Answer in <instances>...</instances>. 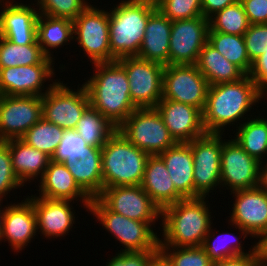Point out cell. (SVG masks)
Returning <instances> with one entry per match:
<instances>
[{
  "label": "cell",
  "mask_w": 267,
  "mask_h": 266,
  "mask_svg": "<svg viewBox=\"0 0 267 266\" xmlns=\"http://www.w3.org/2000/svg\"><path fill=\"white\" fill-rule=\"evenodd\" d=\"M0 203H2V201H0ZM1 206L2 205L0 204V207ZM4 211H5V208L3 210H1V208H0V241H1V231H2V223H3Z\"/></svg>",
  "instance_id": "52"
},
{
  "label": "cell",
  "mask_w": 267,
  "mask_h": 266,
  "mask_svg": "<svg viewBox=\"0 0 267 266\" xmlns=\"http://www.w3.org/2000/svg\"><path fill=\"white\" fill-rule=\"evenodd\" d=\"M158 255L159 251H120L106 266H149Z\"/></svg>",
  "instance_id": "44"
},
{
  "label": "cell",
  "mask_w": 267,
  "mask_h": 266,
  "mask_svg": "<svg viewBox=\"0 0 267 266\" xmlns=\"http://www.w3.org/2000/svg\"><path fill=\"white\" fill-rule=\"evenodd\" d=\"M257 248L259 251L260 265L267 266V232L258 240Z\"/></svg>",
  "instance_id": "49"
},
{
  "label": "cell",
  "mask_w": 267,
  "mask_h": 266,
  "mask_svg": "<svg viewBox=\"0 0 267 266\" xmlns=\"http://www.w3.org/2000/svg\"><path fill=\"white\" fill-rule=\"evenodd\" d=\"M3 0L0 12V36L18 45H31L37 41L38 10L31 5Z\"/></svg>",
  "instance_id": "20"
},
{
  "label": "cell",
  "mask_w": 267,
  "mask_h": 266,
  "mask_svg": "<svg viewBox=\"0 0 267 266\" xmlns=\"http://www.w3.org/2000/svg\"><path fill=\"white\" fill-rule=\"evenodd\" d=\"M157 8L171 21L203 17L201 0H155Z\"/></svg>",
  "instance_id": "40"
},
{
  "label": "cell",
  "mask_w": 267,
  "mask_h": 266,
  "mask_svg": "<svg viewBox=\"0 0 267 266\" xmlns=\"http://www.w3.org/2000/svg\"><path fill=\"white\" fill-rule=\"evenodd\" d=\"M53 59L43 53L37 41L31 45H18L0 36V68L53 64Z\"/></svg>",
  "instance_id": "31"
},
{
  "label": "cell",
  "mask_w": 267,
  "mask_h": 266,
  "mask_svg": "<svg viewBox=\"0 0 267 266\" xmlns=\"http://www.w3.org/2000/svg\"><path fill=\"white\" fill-rule=\"evenodd\" d=\"M212 266H261L258 248L251 254L239 255L213 262Z\"/></svg>",
  "instance_id": "47"
},
{
  "label": "cell",
  "mask_w": 267,
  "mask_h": 266,
  "mask_svg": "<svg viewBox=\"0 0 267 266\" xmlns=\"http://www.w3.org/2000/svg\"><path fill=\"white\" fill-rule=\"evenodd\" d=\"M23 201L7 205L3 215L1 241H8L15 252L22 251L39 231L32 203L27 197Z\"/></svg>",
  "instance_id": "22"
},
{
  "label": "cell",
  "mask_w": 267,
  "mask_h": 266,
  "mask_svg": "<svg viewBox=\"0 0 267 266\" xmlns=\"http://www.w3.org/2000/svg\"><path fill=\"white\" fill-rule=\"evenodd\" d=\"M260 162L234 140H222L221 186L231 192L258 187ZM228 186V187H227Z\"/></svg>",
  "instance_id": "14"
},
{
  "label": "cell",
  "mask_w": 267,
  "mask_h": 266,
  "mask_svg": "<svg viewBox=\"0 0 267 266\" xmlns=\"http://www.w3.org/2000/svg\"><path fill=\"white\" fill-rule=\"evenodd\" d=\"M39 14L54 18H67L74 20L89 5L85 0H37Z\"/></svg>",
  "instance_id": "39"
},
{
  "label": "cell",
  "mask_w": 267,
  "mask_h": 266,
  "mask_svg": "<svg viewBox=\"0 0 267 266\" xmlns=\"http://www.w3.org/2000/svg\"><path fill=\"white\" fill-rule=\"evenodd\" d=\"M209 20L205 17L172 21L169 65L196 64L208 42Z\"/></svg>",
  "instance_id": "16"
},
{
  "label": "cell",
  "mask_w": 267,
  "mask_h": 266,
  "mask_svg": "<svg viewBox=\"0 0 267 266\" xmlns=\"http://www.w3.org/2000/svg\"><path fill=\"white\" fill-rule=\"evenodd\" d=\"M103 189L141 185L147 152L129 142L116 130L101 147Z\"/></svg>",
  "instance_id": "5"
},
{
  "label": "cell",
  "mask_w": 267,
  "mask_h": 266,
  "mask_svg": "<svg viewBox=\"0 0 267 266\" xmlns=\"http://www.w3.org/2000/svg\"><path fill=\"white\" fill-rule=\"evenodd\" d=\"M209 83L195 64L166 65L163 73V99L189 104L202 112Z\"/></svg>",
  "instance_id": "11"
},
{
  "label": "cell",
  "mask_w": 267,
  "mask_h": 266,
  "mask_svg": "<svg viewBox=\"0 0 267 266\" xmlns=\"http://www.w3.org/2000/svg\"><path fill=\"white\" fill-rule=\"evenodd\" d=\"M235 194L230 222L243 239L260 238L267 232V193L259 187L231 192Z\"/></svg>",
  "instance_id": "17"
},
{
  "label": "cell",
  "mask_w": 267,
  "mask_h": 266,
  "mask_svg": "<svg viewBox=\"0 0 267 266\" xmlns=\"http://www.w3.org/2000/svg\"><path fill=\"white\" fill-rule=\"evenodd\" d=\"M251 63L267 51V23L250 24L243 35Z\"/></svg>",
  "instance_id": "43"
},
{
  "label": "cell",
  "mask_w": 267,
  "mask_h": 266,
  "mask_svg": "<svg viewBox=\"0 0 267 266\" xmlns=\"http://www.w3.org/2000/svg\"><path fill=\"white\" fill-rule=\"evenodd\" d=\"M238 0H201L203 17L210 19L214 14Z\"/></svg>",
  "instance_id": "48"
},
{
  "label": "cell",
  "mask_w": 267,
  "mask_h": 266,
  "mask_svg": "<svg viewBox=\"0 0 267 266\" xmlns=\"http://www.w3.org/2000/svg\"><path fill=\"white\" fill-rule=\"evenodd\" d=\"M155 108L176 142H190L207 133L203 113L195 106L162 98Z\"/></svg>",
  "instance_id": "19"
},
{
  "label": "cell",
  "mask_w": 267,
  "mask_h": 266,
  "mask_svg": "<svg viewBox=\"0 0 267 266\" xmlns=\"http://www.w3.org/2000/svg\"><path fill=\"white\" fill-rule=\"evenodd\" d=\"M37 42L43 53L52 58L50 49H56L74 40L73 21L67 18H54L39 14L37 19ZM65 43V44H64Z\"/></svg>",
  "instance_id": "30"
},
{
  "label": "cell",
  "mask_w": 267,
  "mask_h": 266,
  "mask_svg": "<svg viewBox=\"0 0 267 266\" xmlns=\"http://www.w3.org/2000/svg\"><path fill=\"white\" fill-rule=\"evenodd\" d=\"M211 230L212 229L210 227V230H209L208 234L206 235V237L204 238V241H203L201 247L206 251L207 255L210 257V259L213 262H217V261L224 260L227 258L236 257L239 255L251 254L257 249V243H255V245L250 247L251 250H248V252L245 253L244 250L242 249L243 248L241 245L242 242L238 241L237 236H233L232 233L225 232L226 238H225L224 233L219 234L220 236L216 235L217 237H215V232H213V230L212 231ZM227 236L229 237L228 239H230V241H232V242L227 241V243H226L225 240L227 239ZM213 238H214V240H213ZM222 238L223 239L225 238V239L223 240ZM229 242L231 243V245ZM234 242H235V244H234Z\"/></svg>",
  "instance_id": "37"
},
{
  "label": "cell",
  "mask_w": 267,
  "mask_h": 266,
  "mask_svg": "<svg viewBox=\"0 0 267 266\" xmlns=\"http://www.w3.org/2000/svg\"><path fill=\"white\" fill-rule=\"evenodd\" d=\"M65 133L61 127L41 118L20 139L52 159Z\"/></svg>",
  "instance_id": "35"
},
{
  "label": "cell",
  "mask_w": 267,
  "mask_h": 266,
  "mask_svg": "<svg viewBox=\"0 0 267 266\" xmlns=\"http://www.w3.org/2000/svg\"><path fill=\"white\" fill-rule=\"evenodd\" d=\"M165 163L175 189L184 198H194V159L189 142H177L158 155Z\"/></svg>",
  "instance_id": "26"
},
{
  "label": "cell",
  "mask_w": 267,
  "mask_h": 266,
  "mask_svg": "<svg viewBox=\"0 0 267 266\" xmlns=\"http://www.w3.org/2000/svg\"><path fill=\"white\" fill-rule=\"evenodd\" d=\"M129 81L130 98L137 108H155L162 99L164 65L133 57L116 60Z\"/></svg>",
  "instance_id": "8"
},
{
  "label": "cell",
  "mask_w": 267,
  "mask_h": 266,
  "mask_svg": "<svg viewBox=\"0 0 267 266\" xmlns=\"http://www.w3.org/2000/svg\"><path fill=\"white\" fill-rule=\"evenodd\" d=\"M27 199L34 207L37 229L45 238L63 237L73 228L75 211L71 208V200L47 199L34 195Z\"/></svg>",
  "instance_id": "21"
},
{
  "label": "cell",
  "mask_w": 267,
  "mask_h": 266,
  "mask_svg": "<svg viewBox=\"0 0 267 266\" xmlns=\"http://www.w3.org/2000/svg\"><path fill=\"white\" fill-rule=\"evenodd\" d=\"M172 21L158 8L150 15L137 57L169 65V45Z\"/></svg>",
  "instance_id": "24"
},
{
  "label": "cell",
  "mask_w": 267,
  "mask_h": 266,
  "mask_svg": "<svg viewBox=\"0 0 267 266\" xmlns=\"http://www.w3.org/2000/svg\"><path fill=\"white\" fill-rule=\"evenodd\" d=\"M248 75L255 82L258 89L264 95H266L267 94V51H265L261 56H259L252 63V68Z\"/></svg>",
  "instance_id": "46"
},
{
  "label": "cell",
  "mask_w": 267,
  "mask_h": 266,
  "mask_svg": "<svg viewBox=\"0 0 267 266\" xmlns=\"http://www.w3.org/2000/svg\"><path fill=\"white\" fill-rule=\"evenodd\" d=\"M73 36L90 62H111L109 12L89 5L73 20Z\"/></svg>",
  "instance_id": "10"
},
{
  "label": "cell",
  "mask_w": 267,
  "mask_h": 266,
  "mask_svg": "<svg viewBox=\"0 0 267 266\" xmlns=\"http://www.w3.org/2000/svg\"><path fill=\"white\" fill-rule=\"evenodd\" d=\"M149 266H168V264L163 260V258L158 255Z\"/></svg>",
  "instance_id": "51"
},
{
  "label": "cell",
  "mask_w": 267,
  "mask_h": 266,
  "mask_svg": "<svg viewBox=\"0 0 267 266\" xmlns=\"http://www.w3.org/2000/svg\"><path fill=\"white\" fill-rule=\"evenodd\" d=\"M141 187L161 210L185 199L175 189L165 163L158 155L148 157Z\"/></svg>",
  "instance_id": "25"
},
{
  "label": "cell",
  "mask_w": 267,
  "mask_h": 266,
  "mask_svg": "<svg viewBox=\"0 0 267 266\" xmlns=\"http://www.w3.org/2000/svg\"><path fill=\"white\" fill-rule=\"evenodd\" d=\"M88 209L124 245L122 251H159V238L151 227L155 222H141L114 213L98 198L91 200Z\"/></svg>",
  "instance_id": "6"
},
{
  "label": "cell",
  "mask_w": 267,
  "mask_h": 266,
  "mask_svg": "<svg viewBox=\"0 0 267 266\" xmlns=\"http://www.w3.org/2000/svg\"><path fill=\"white\" fill-rule=\"evenodd\" d=\"M53 64H35L0 68V95L42 97L54 84L44 90L46 80L54 77ZM52 66V67H51ZM43 86V87H42ZM45 92H42L43 90Z\"/></svg>",
  "instance_id": "18"
},
{
  "label": "cell",
  "mask_w": 267,
  "mask_h": 266,
  "mask_svg": "<svg viewBox=\"0 0 267 266\" xmlns=\"http://www.w3.org/2000/svg\"><path fill=\"white\" fill-rule=\"evenodd\" d=\"M222 135L206 133L189 142L194 159V198H206L210 190L221 185Z\"/></svg>",
  "instance_id": "12"
},
{
  "label": "cell",
  "mask_w": 267,
  "mask_h": 266,
  "mask_svg": "<svg viewBox=\"0 0 267 266\" xmlns=\"http://www.w3.org/2000/svg\"><path fill=\"white\" fill-rule=\"evenodd\" d=\"M249 24L267 23V0H239Z\"/></svg>",
  "instance_id": "45"
},
{
  "label": "cell",
  "mask_w": 267,
  "mask_h": 266,
  "mask_svg": "<svg viewBox=\"0 0 267 266\" xmlns=\"http://www.w3.org/2000/svg\"><path fill=\"white\" fill-rule=\"evenodd\" d=\"M97 198L110 211L132 220L155 222L161 219V209L141 185L104 188Z\"/></svg>",
  "instance_id": "15"
},
{
  "label": "cell",
  "mask_w": 267,
  "mask_h": 266,
  "mask_svg": "<svg viewBox=\"0 0 267 266\" xmlns=\"http://www.w3.org/2000/svg\"><path fill=\"white\" fill-rule=\"evenodd\" d=\"M117 130L150 156L159 155L177 143L156 108L135 109Z\"/></svg>",
  "instance_id": "7"
},
{
  "label": "cell",
  "mask_w": 267,
  "mask_h": 266,
  "mask_svg": "<svg viewBox=\"0 0 267 266\" xmlns=\"http://www.w3.org/2000/svg\"><path fill=\"white\" fill-rule=\"evenodd\" d=\"M258 187L267 193V163L262 165L260 162Z\"/></svg>",
  "instance_id": "50"
},
{
  "label": "cell",
  "mask_w": 267,
  "mask_h": 266,
  "mask_svg": "<svg viewBox=\"0 0 267 266\" xmlns=\"http://www.w3.org/2000/svg\"><path fill=\"white\" fill-rule=\"evenodd\" d=\"M266 97L249 75L238 81L210 85L203 110V126L207 133L221 134L224 126L238 122L252 106Z\"/></svg>",
  "instance_id": "1"
},
{
  "label": "cell",
  "mask_w": 267,
  "mask_h": 266,
  "mask_svg": "<svg viewBox=\"0 0 267 266\" xmlns=\"http://www.w3.org/2000/svg\"><path fill=\"white\" fill-rule=\"evenodd\" d=\"M249 25L243 5L239 0L217 12L209 19V31L233 35H244Z\"/></svg>",
  "instance_id": "36"
},
{
  "label": "cell",
  "mask_w": 267,
  "mask_h": 266,
  "mask_svg": "<svg viewBox=\"0 0 267 266\" xmlns=\"http://www.w3.org/2000/svg\"><path fill=\"white\" fill-rule=\"evenodd\" d=\"M155 0H123L109 12L111 62L137 56Z\"/></svg>",
  "instance_id": "4"
},
{
  "label": "cell",
  "mask_w": 267,
  "mask_h": 266,
  "mask_svg": "<svg viewBox=\"0 0 267 266\" xmlns=\"http://www.w3.org/2000/svg\"><path fill=\"white\" fill-rule=\"evenodd\" d=\"M237 128L234 140L250 156L263 163L262 158L267 154V119L260 116L256 119L252 117Z\"/></svg>",
  "instance_id": "33"
},
{
  "label": "cell",
  "mask_w": 267,
  "mask_h": 266,
  "mask_svg": "<svg viewBox=\"0 0 267 266\" xmlns=\"http://www.w3.org/2000/svg\"><path fill=\"white\" fill-rule=\"evenodd\" d=\"M89 148L90 146L77 132L66 131L52 160L64 162L65 160L79 159L87 153Z\"/></svg>",
  "instance_id": "41"
},
{
  "label": "cell",
  "mask_w": 267,
  "mask_h": 266,
  "mask_svg": "<svg viewBox=\"0 0 267 266\" xmlns=\"http://www.w3.org/2000/svg\"><path fill=\"white\" fill-rule=\"evenodd\" d=\"M39 181L38 197L71 201L80 198L88 210L92 199L79 187L64 162L51 159Z\"/></svg>",
  "instance_id": "23"
},
{
  "label": "cell",
  "mask_w": 267,
  "mask_h": 266,
  "mask_svg": "<svg viewBox=\"0 0 267 266\" xmlns=\"http://www.w3.org/2000/svg\"><path fill=\"white\" fill-rule=\"evenodd\" d=\"M69 89L61 81L42 96V118L61 127L74 131L85 110L90 106L86 87Z\"/></svg>",
  "instance_id": "9"
},
{
  "label": "cell",
  "mask_w": 267,
  "mask_h": 266,
  "mask_svg": "<svg viewBox=\"0 0 267 266\" xmlns=\"http://www.w3.org/2000/svg\"><path fill=\"white\" fill-rule=\"evenodd\" d=\"M205 197L185 198L161 210L163 240L159 246L198 247L212 223Z\"/></svg>",
  "instance_id": "3"
},
{
  "label": "cell",
  "mask_w": 267,
  "mask_h": 266,
  "mask_svg": "<svg viewBox=\"0 0 267 266\" xmlns=\"http://www.w3.org/2000/svg\"><path fill=\"white\" fill-rule=\"evenodd\" d=\"M94 65L95 73L83 83L90 106L118 128L137 109L130 98L127 74L117 61Z\"/></svg>",
  "instance_id": "2"
},
{
  "label": "cell",
  "mask_w": 267,
  "mask_h": 266,
  "mask_svg": "<svg viewBox=\"0 0 267 266\" xmlns=\"http://www.w3.org/2000/svg\"><path fill=\"white\" fill-rule=\"evenodd\" d=\"M195 65L204 75L209 85L235 82L245 76L236 65L229 62L208 42L200 51Z\"/></svg>",
  "instance_id": "29"
},
{
  "label": "cell",
  "mask_w": 267,
  "mask_h": 266,
  "mask_svg": "<svg viewBox=\"0 0 267 266\" xmlns=\"http://www.w3.org/2000/svg\"><path fill=\"white\" fill-rule=\"evenodd\" d=\"M24 186L14 172L9 145L0 141V201L10 191Z\"/></svg>",
  "instance_id": "42"
},
{
  "label": "cell",
  "mask_w": 267,
  "mask_h": 266,
  "mask_svg": "<svg viewBox=\"0 0 267 266\" xmlns=\"http://www.w3.org/2000/svg\"><path fill=\"white\" fill-rule=\"evenodd\" d=\"M42 118V97L0 95V141L20 139Z\"/></svg>",
  "instance_id": "13"
},
{
  "label": "cell",
  "mask_w": 267,
  "mask_h": 266,
  "mask_svg": "<svg viewBox=\"0 0 267 266\" xmlns=\"http://www.w3.org/2000/svg\"><path fill=\"white\" fill-rule=\"evenodd\" d=\"M159 255L168 264V266L213 265V261L210 259L206 251L201 246L198 247L159 246Z\"/></svg>",
  "instance_id": "38"
},
{
  "label": "cell",
  "mask_w": 267,
  "mask_h": 266,
  "mask_svg": "<svg viewBox=\"0 0 267 266\" xmlns=\"http://www.w3.org/2000/svg\"><path fill=\"white\" fill-rule=\"evenodd\" d=\"M208 43L245 75L250 73L252 63L247 53L243 35L208 31Z\"/></svg>",
  "instance_id": "32"
},
{
  "label": "cell",
  "mask_w": 267,
  "mask_h": 266,
  "mask_svg": "<svg viewBox=\"0 0 267 266\" xmlns=\"http://www.w3.org/2000/svg\"><path fill=\"white\" fill-rule=\"evenodd\" d=\"M5 142L9 145L14 172L23 184L43 176L51 160L47 154L27 145L21 139H9Z\"/></svg>",
  "instance_id": "28"
},
{
  "label": "cell",
  "mask_w": 267,
  "mask_h": 266,
  "mask_svg": "<svg viewBox=\"0 0 267 266\" xmlns=\"http://www.w3.org/2000/svg\"><path fill=\"white\" fill-rule=\"evenodd\" d=\"M101 161V148L98 147H90L79 159L64 161L76 183L91 199L97 198L103 190Z\"/></svg>",
  "instance_id": "27"
},
{
  "label": "cell",
  "mask_w": 267,
  "mask_h": 266,
  "mask_svg": "<svg viewBox=\"0 0 267 266\" xmlns=\"http://www.w3.org/2000/svg\"><path fill=\"white\" fill-rule=\"evenodd\" d=\"M117 130L100 112L89 106L76 124L77 132L90 147L101 148Z\"/></svg>",
  "instance_id": "34"
}]
</instances>
